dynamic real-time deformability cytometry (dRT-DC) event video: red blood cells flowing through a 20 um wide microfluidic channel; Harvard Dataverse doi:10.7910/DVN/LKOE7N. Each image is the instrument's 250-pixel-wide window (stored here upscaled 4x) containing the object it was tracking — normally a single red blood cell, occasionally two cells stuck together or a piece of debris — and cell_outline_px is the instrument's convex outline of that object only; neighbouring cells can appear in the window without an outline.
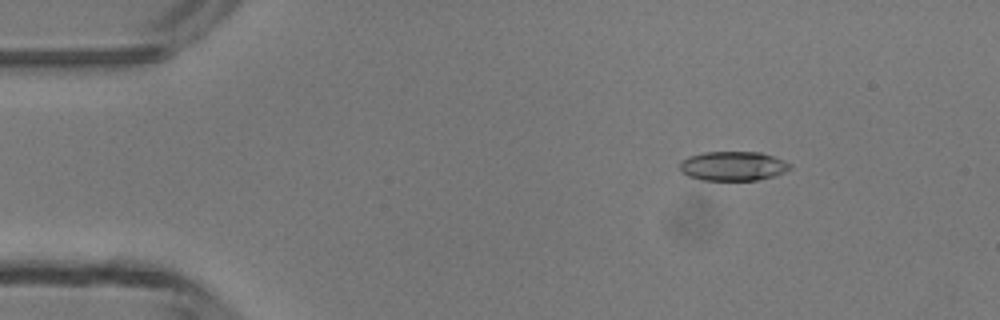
{"species": "common noctule bat (a hibernating species)", "species_latin": "Nyctalus noctula", "temperature_condition": "room temperature", "stored_images_in_passage": 3, "camera_frame_rate_fps": 3000, "um_per_image_px": 0.085, "animal": {"sex": "male", "body_mass_g": 13.3}, "frame": {"image": 1, "passage_image": 2, "time_ms": 1.0, "image_size_px": [1000, 320], "cell_outline_px": [[792, 168], [784, 172], [772, 176], [756, 180], [700, 180], [688, 176], [680, 172], [680, 160], [688, 156], [704, 152], [760, 152], [772, 156], [792, 164]], "centroid_in_image_um": [62.26, 14.11], "position_along_channel_um": 22.7, "area_um2": 18.9}}